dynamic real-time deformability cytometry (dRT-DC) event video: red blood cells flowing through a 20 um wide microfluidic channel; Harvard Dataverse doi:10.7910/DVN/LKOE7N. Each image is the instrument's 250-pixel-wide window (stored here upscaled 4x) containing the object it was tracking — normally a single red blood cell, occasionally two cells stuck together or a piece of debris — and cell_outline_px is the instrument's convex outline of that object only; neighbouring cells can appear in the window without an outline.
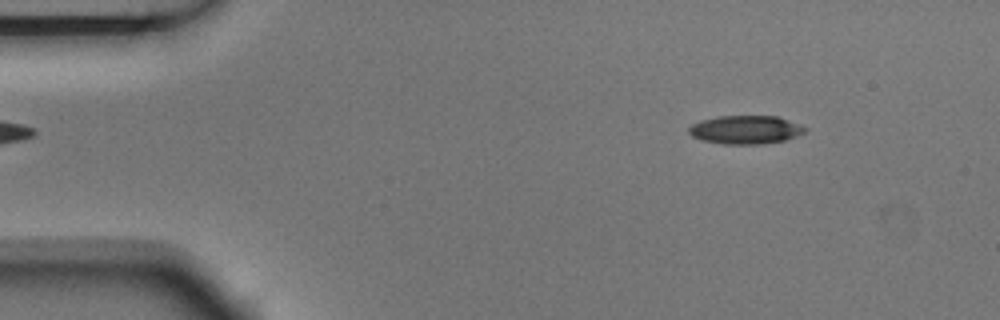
{"species": "Egyptian fruit bat (a non-hibernating species)", "species_latin": "Rousettus aegyptiacus", "temperature_condition": "room temperature", "stored_images_in_passage": 3, "camera_frame_rate_fps": 3000, "um_per_image_px": 0.085, "animal": {"sex": "male"}, "frame": {"image": 1, "passage_image": 1, "time_ms": 0.0, "image_size_px": [1000, 320], "cell_outline_px": [[808, 128], [804, 132], [796, 136], [784, 140], [760, 144], [724, 144], [704, 140], [692, 136], [688, 132], [688, 128], [692, 124], [700, 120], [716, 116], [776, 116], [800, 124]], "centroid_in_image_um": [63.36, 11.02], "position_along_channel_um": 21.6, "area_um2": 19.19}}